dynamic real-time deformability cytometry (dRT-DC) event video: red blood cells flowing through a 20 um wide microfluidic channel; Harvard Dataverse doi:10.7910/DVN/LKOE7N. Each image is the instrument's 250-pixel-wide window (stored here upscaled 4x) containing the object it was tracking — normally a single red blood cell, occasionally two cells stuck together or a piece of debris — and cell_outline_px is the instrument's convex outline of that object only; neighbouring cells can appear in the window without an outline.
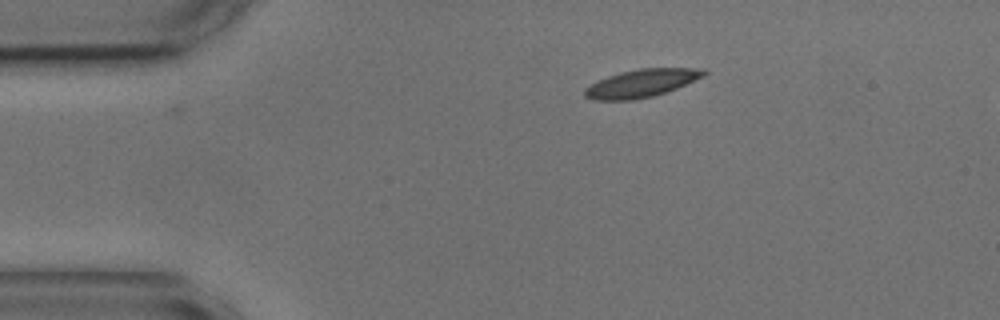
{"species": "common noctule bat (a hibernating species)", "species_latin": "Nyctalus noctula", "temperature_condition": "cold", "stored_images_in_passage": 48, "segment_of_instrument_passage": [1, 2], "camera_frame_rate_fps": 3000, "um_per_image_px": 0.085, "animal": {"sex": "male", "body_mass_g": 17.9, "forearm_length_mm": 54.2}, "frame": {"image": 1, "passage_image": 1, "time_ms": 0.0, "image_size_px": [1000, 320], "cell_outline_px": [[708, 72], [704, 76], [676, 88], [652, 96], [632, 100], [592, 100], [584, 96], [584, 88], [608, 76], [620, 72], [640, 68], [704, 68]], "centroid_in_image_um": [54.52, 7.07], "position_along_channel_um": 30.5, "area_um2": 19.19}}
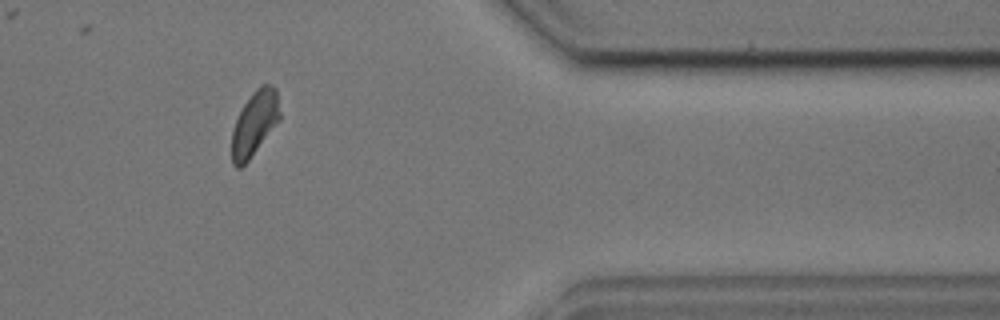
{"frame": {"image": 2, "passage_image": 37, "time_ms": 12.0, "image_size_px": [1000, 320], "cell_outline_px": [[280, 120], [248, 160], [240, 168], [236, 168], [232, 164], [232, 132], [236, 120], [244, 104], [252, 92], [260, 84], [272, 84], [276, 88], [280, 112]], "centroid_in_image_um": [21.65, 10.46], "position_along_channel_um": 389.8, "area_um2": 17.98}}
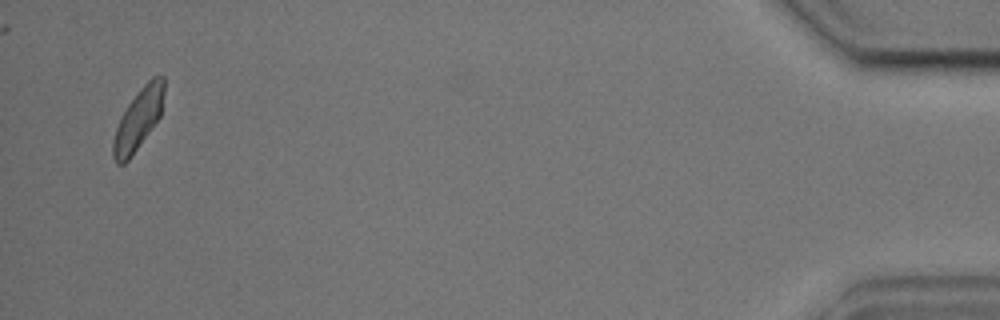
{"frame": {"image": 3, "passage_image": 45, "time_ms": 14.667, "image_size_px": [1000, 320], "cell_outline_px": [[164, 92], [160, 116], [128, 160], [124, 164], [116, 164], [112, 156], [112, 140], [120, 116], [128, 104], [140, 88], [152, 76], [164, 76]], "centroid_in_image_um": [11.72, 10.13], "position_along_channel_um": 423.5, "area_um2": 17.92}}